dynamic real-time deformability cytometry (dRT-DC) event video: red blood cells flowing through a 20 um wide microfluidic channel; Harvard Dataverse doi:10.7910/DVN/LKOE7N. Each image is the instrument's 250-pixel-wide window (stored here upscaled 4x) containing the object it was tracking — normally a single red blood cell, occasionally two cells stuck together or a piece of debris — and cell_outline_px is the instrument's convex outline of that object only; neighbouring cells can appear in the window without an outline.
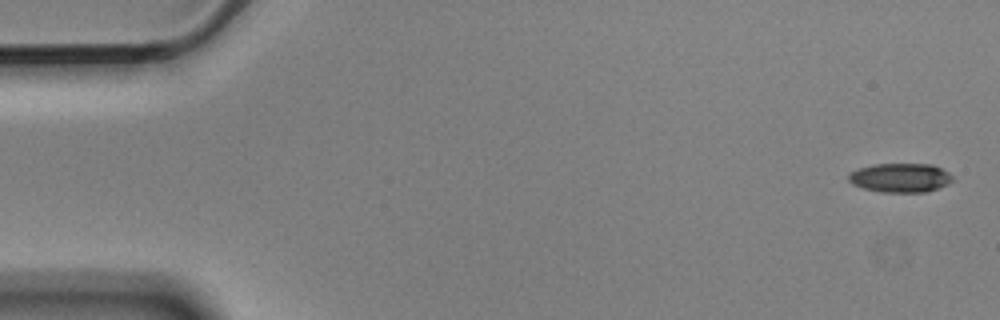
{"species": "Egyptian fruit bat (a non-hibernating species)", "species_latin": "Rousettus aegyptiacus", "temperature_condition": "cold", "stored_images_in_passage": 5, "camera_frame_rate_fps": 3000, "um_per_image_px": 0.085, "animal": {"sex": "male"}, "frame": {"image": 1, "passage_image": 1, "time_ms": 0.0, "image_size_px": [1000, 320], "cell_outline_px": [[952, 180], [948, 184], [924, 192], [880, 192], [864, 188], [852, 184], [848, 180], [848, 172], [872, 164], [932, 164], [948, 172], [952, 176]], "centroid_in_image_um": [76.49, 15.1], "position_along_channel_um": 8.5, "area_um2": 17.57}}